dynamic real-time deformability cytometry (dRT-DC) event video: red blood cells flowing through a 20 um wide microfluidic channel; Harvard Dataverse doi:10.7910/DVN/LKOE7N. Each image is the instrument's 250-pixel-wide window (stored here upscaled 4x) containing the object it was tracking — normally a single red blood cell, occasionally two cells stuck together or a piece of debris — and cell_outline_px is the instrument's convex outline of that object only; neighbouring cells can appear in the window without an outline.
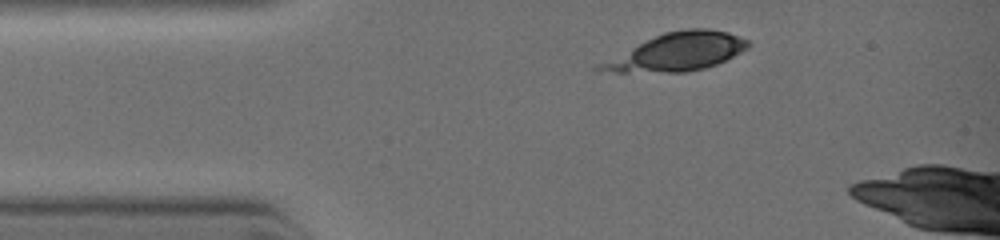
{"species": "common noctule bat (a hibernating species)", "species_latin": "Nyctalus noctula", "temperature_condition": "warm", "stored_images_in_passage": 5, "camera_frame_rate_fps": 3000, "um_per_image_px": 0.085, "animal": {"sex": "female", "body_mass_g": 19.0, "forearm_length_mm": 51.5}, "frame": {"image": 1, "passage_image": 1, "time_ms": 0.0, "image_size_px": [1000, 240], "cell_outline_px": [[752, 44], [748, 48], [716, 64], [704, 68], [684, 72], [616, 72], [592, 68], [596, 64], [664, 32], [688, 28], [708, 28], [728, 32], [748, 40]], "centroid_in_image_um": [57.57, 4.41], "position_along_channel_um": 27.4, "area_um2": 32.14}}